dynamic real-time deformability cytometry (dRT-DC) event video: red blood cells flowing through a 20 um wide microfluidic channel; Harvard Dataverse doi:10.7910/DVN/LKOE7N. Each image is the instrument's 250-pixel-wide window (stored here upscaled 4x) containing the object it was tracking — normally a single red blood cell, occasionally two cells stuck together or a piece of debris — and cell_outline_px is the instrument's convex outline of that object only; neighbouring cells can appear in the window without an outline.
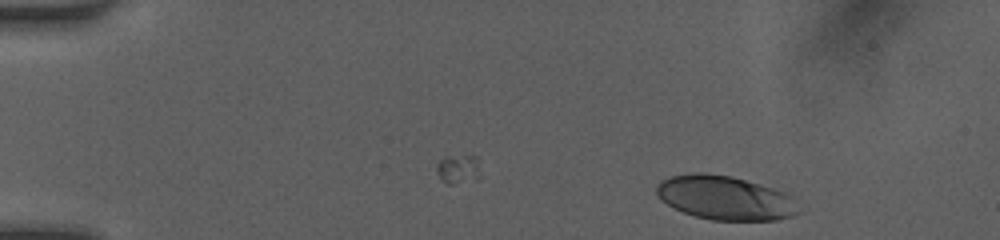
{"species": "human", "species_latin": "Homo sapiens", "temperature_condition": "room temperature", "stored_images_in_passage": 38, "camera_frame_rate_fps": 3000, "um_per_image_px": 0.085, "donor": {"sex": "female"}, "frame": {"image": 1, "passage_image": 1, "time_ms": 0.0, "image_size_px": [1000, 240], "cell_outline_px": [[800, 212], [792, 216], [776, 220], [712, 220], [696, 216], [684, 212], [660, 200], [656, 192], [656, 188], [664, 180], [672, 176], [692, 172], [700, 172], [732, 176], [772, 188], [784, 192], [792, 196], [800, 208]], "centroid_in_image_um": [61.67, 16.82], "position_along_channel_um": 23.3, "area_um2": 36.24}}
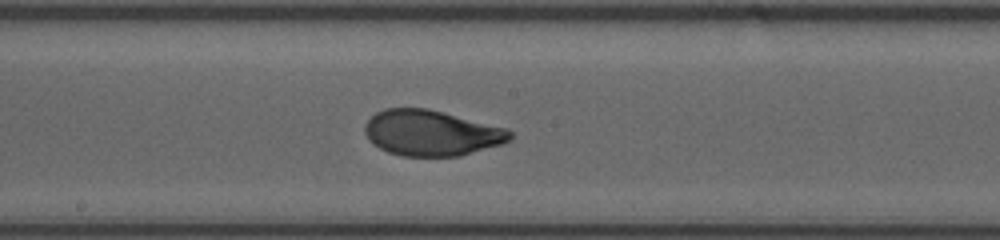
{"frame": {"image": 2, "passage_image": 22, "time_ms": 7.0, "image_size_px": [1000, 240], "cell_outline_px": [[512, 136], [508, 140], [500, 144], [460, 156], [404, 156], [388, 152], [380, 148], [368, 140], [364, 132], [364, 124], [376, 112], [384, 108], [428, 108], [508, 128], [512, 132]], "centroid_in_image_um": [36.64, 11.29], "position_along_channel_um": 211.6, "area_um2": 38.67}}
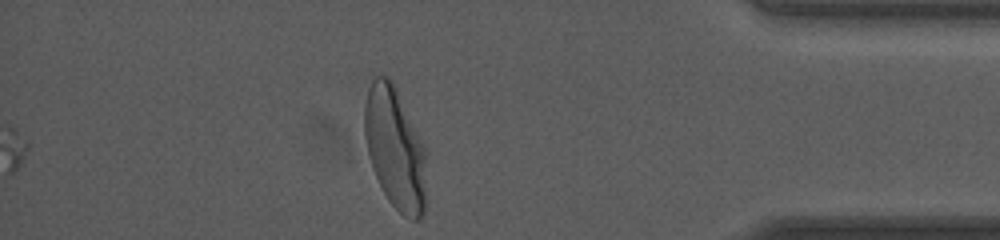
{"frame": {"image": 3, "passage_image": 38, "time_ms": 12.333, "image_size_px": [1000, 240], "cell_outline_px": [[428, 152], [424, 212], [420, 220], [412, 220], [404, 216], [388, 200], [372, 168], [368, 156], [364, 136], [364, 104], [368, 88], [372, 76], [388, 76], [392, 80]], "centroid_in_image_um": [33.59, 12.6], "position_along_channel_um": 401.6, "area_um2": 44.68}, "authors_computed_cell_mechanics": {"area_um2": 38.4948, "velocity_mm_per_s": 4.1538, "shape_relaxation_time_tau1_ms": 3.7578, "shape_relaxation_time_tau2_ms": null, "deformation_change_tau1": 0.1661, "deformation_change_tau2": null}}